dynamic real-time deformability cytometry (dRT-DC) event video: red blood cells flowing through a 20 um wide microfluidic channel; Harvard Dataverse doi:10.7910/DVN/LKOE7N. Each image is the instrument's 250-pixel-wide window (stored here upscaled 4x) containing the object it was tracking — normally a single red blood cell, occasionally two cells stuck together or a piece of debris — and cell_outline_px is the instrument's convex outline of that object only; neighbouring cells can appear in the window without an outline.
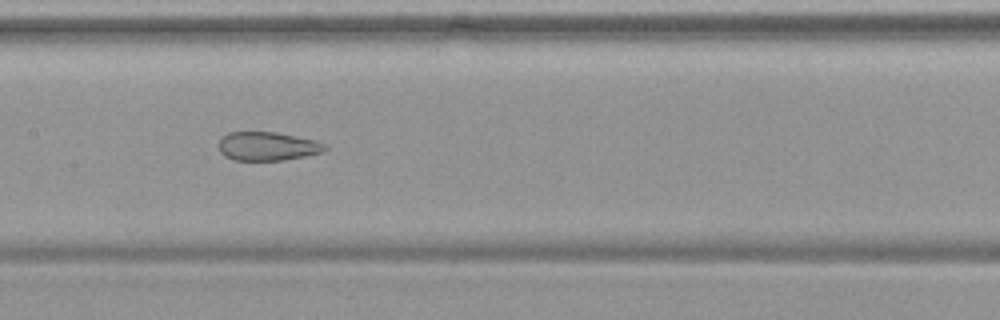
{"species": "common noctule bat (a hibernating species)", "species_latin": "Nyctalus noctula", "temperature_condition": "warm", "stored_images_in_passage": 39, "camera_frame_rate_fps": 3000, "um_per_image_px": 0.085, "animal": {"sex": "female", "body_mass_g": 19.9}, "frame": {"image": 1, "passage_image": 12, "time_ms": 3.667, "image_size_px": [1000, 320], "cell_outline_px": [[328, 148], [324, 152], [284, 160], [232, 160], [224, 156], [220, 152], [220, 136], [228, 132], [276, 132], [316, 140], [324, 144]], "centroid_in_image_um": [22.73, 12.43], "position_along_channel_um": 184.7, "area_um2": 17.86}}
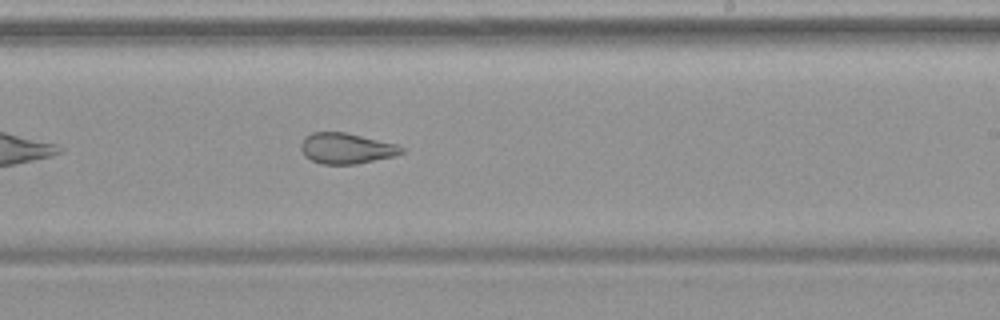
{"frame": {"image": 2, "passage_image": 18, "time_ms": 5.667, "image_size_px": [1000, 320], "cell_outline_px": [[404, 152], [396, 156], [356, 164], [320, 164], [304, 156], [300, 148], [300, 144], [312, 132], [344, 132], [396, 144], [404, 148]], "centroid_in_image_um": [29.44, 12.62], "position_along_channel_um": 259.6, "area_um2": 17.92}}
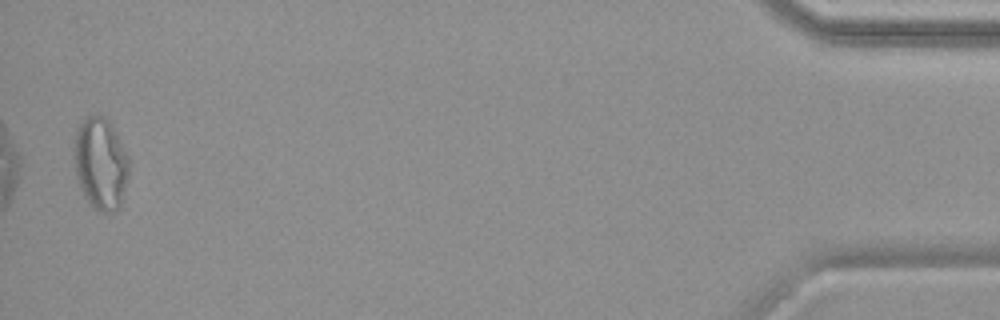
{"frame": {"image": 3, "passage_image": 38, "time_ms": 12.333, "image_size_px": [1000, 320], "cell_outline_px": [[128, 176], [120, 208], [116, 212], [100, 212], [88, 204], [84, 196], [76, 176], [72, 156], [72, 148], [76, 132], [80, 124], [88, 116], [96, 112], [104, 116], [108, 120], [128, 156]], "centroid_in_image_um": [8.52, 13.92], "position_along_channel_um": 426.7, "area_um2": 29.82}, "authors_computed_cell_mechanics": {"area_um2": 20.6924, "velocity_mm_per_s": 3.7667, "shape_relaxation_time_tau1_ms": null, "shape_relaxation_time_tau2_ms": 1.7721, "deformation_change_tau1": null, "deformation_change_tau2": 0.0834}}